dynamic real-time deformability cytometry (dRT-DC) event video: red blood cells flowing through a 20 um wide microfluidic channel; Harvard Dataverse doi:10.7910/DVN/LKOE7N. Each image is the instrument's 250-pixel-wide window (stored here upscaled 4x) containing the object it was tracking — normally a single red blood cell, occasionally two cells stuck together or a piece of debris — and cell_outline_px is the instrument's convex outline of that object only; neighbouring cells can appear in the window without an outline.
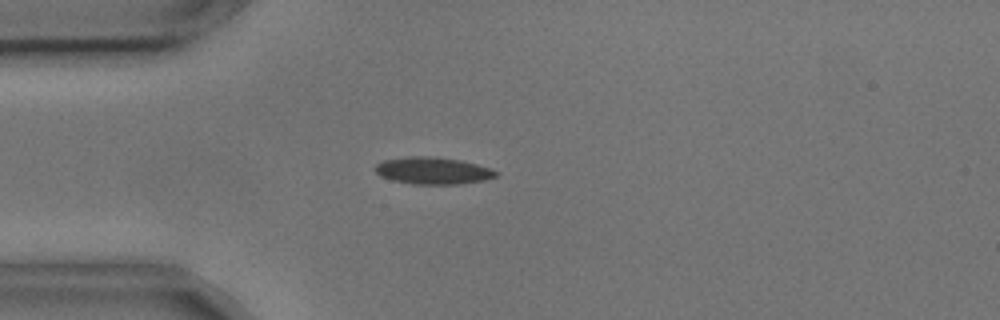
{"species": "common noctule bat (a hibernating species)", "species_latin": "Nyctalus noctula", "temperature_condition": "cold", "stored_images_in_passage": 5, "camera_frame_rate_fps": 3000, "um_per_image_px": 0.085, "animal": {"sex": "male", "body_mass_g": 17.9, "forearm_length_mm": 54.2}, "frame": {"image": 1, "passage_image": 4, "time_ms": 1.0, "image_size_px": [1000, 320], "cell_outline_px": [[500, 172], [496, 176], [484, 180], [460, 184], [412, 184], [392, 180], [380, 176], [372, 168], [376, 164], [384, 160], [408, 156], [428, 156], [460, 160], [492, 168]], "centroid_in_image_um": [36.78, 14.51], "position_along_channel_um": 48.2, "area_um2": 19.13}}